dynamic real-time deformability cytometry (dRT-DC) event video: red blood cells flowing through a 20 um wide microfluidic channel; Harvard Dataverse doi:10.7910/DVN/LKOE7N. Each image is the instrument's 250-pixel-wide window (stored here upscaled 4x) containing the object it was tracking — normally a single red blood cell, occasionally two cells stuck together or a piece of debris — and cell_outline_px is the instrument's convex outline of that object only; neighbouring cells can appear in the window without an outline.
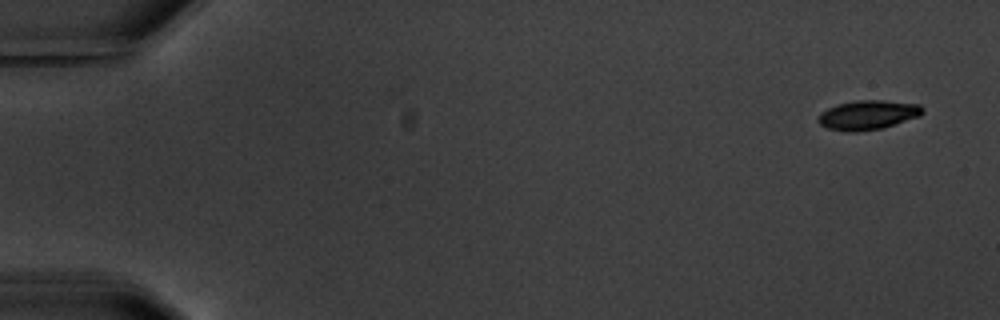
{"species": "common noctule bat (a hibernating species)", "species_latin": "Nyctalus noctula", "temperature_condition": "warm", "stored_images_in_passage": 5, "camera_frame_rate_fps": 3000, "um_per_image_px": 0.085, "animal": {"sex": "male", "body_mass_g": 20.1, "forearm_length_mm": 53.5}, "frame": {"image": 1, "passage_image": 1, "time_ms": 0.0, "image_size_px": [1000, 320], "cell_outline_px": [[924, 112], [920, 116], [880, 128], [856, 132], [844, 132], [828, 128], [820, 124], [816, 120], [820, 112], [836, 104], [856, 100], [884, 100], [920, 104], [924, 108]], "centroid_in_image_um": [73.75, 9.76], "position_along_channel_um": 11.3, "area_um2": 17.98}}
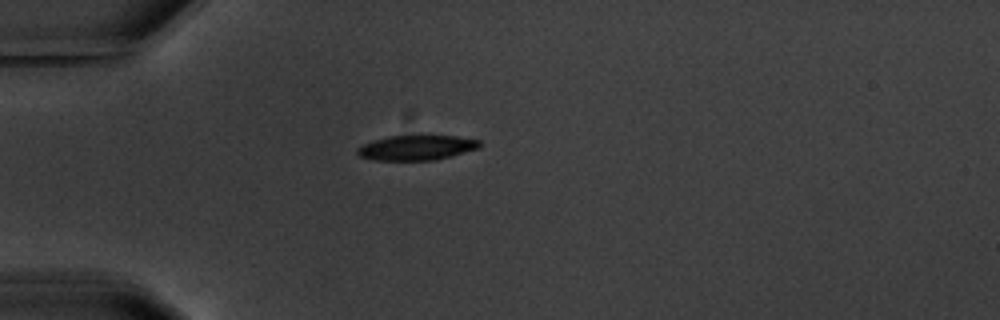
{"frame": {"image": 2, "passage_image": 5, "time_ms": 4.667, "image_size_px": [1000, 320], "cell_outline_px": [[480, 148], [452, 156], [436, 160], [372, 160], [360, 156], [356, 152], [356, 148], [372, 140], [388, 136], [420, 132], [456, 136], [480, 140]], "centroid_in_image_um": [35.43, 12.5], "position_along_channel_um": 49.6, "area_um2": 18.79}}